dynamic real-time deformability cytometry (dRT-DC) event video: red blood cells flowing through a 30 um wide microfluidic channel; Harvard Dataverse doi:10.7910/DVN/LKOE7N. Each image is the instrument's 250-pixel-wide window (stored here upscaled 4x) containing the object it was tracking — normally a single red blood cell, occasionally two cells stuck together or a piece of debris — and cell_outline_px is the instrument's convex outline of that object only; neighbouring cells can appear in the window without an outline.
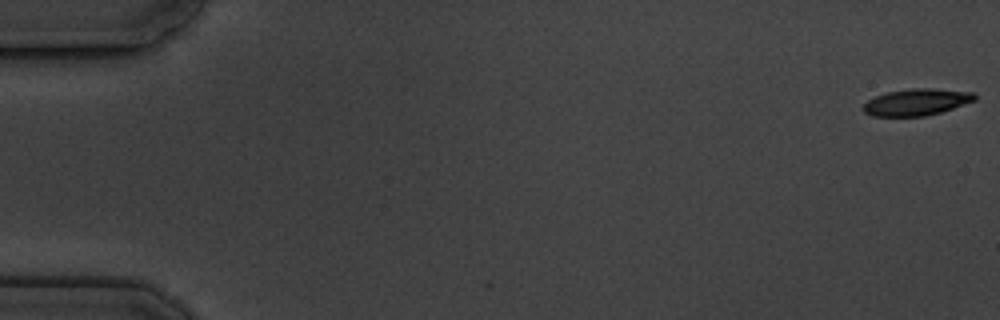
{"species": "common noctule bat (a hibernating species)", "species_latin": "Nyctalus noctula", "temperature_condition": "cold", "stored_images_in_passage": 6, "camera_frame_rate_fps": 3000, "um_per_image_px": 0.085, "animal": {"sex": "male", "body_mass_g": 19.5, "forearm_length_mm": 54.6}, "frame": {"image": 1, "passage_image": 1, "time_ms": 0.0, "image_size_px": [1000, 320], "cell_outline_px": [[976, 100], [940, 112], [924, 116], [872, 116], [864, 112], [860, 108], [868, 100], [876, 96], [888, 92], [912, 88], [932, 88], [976, 92]], "centroid_in_image_um": [77.91, 8.67], "position_along_channel_um": 7.1, "area_um2": 17.34}}
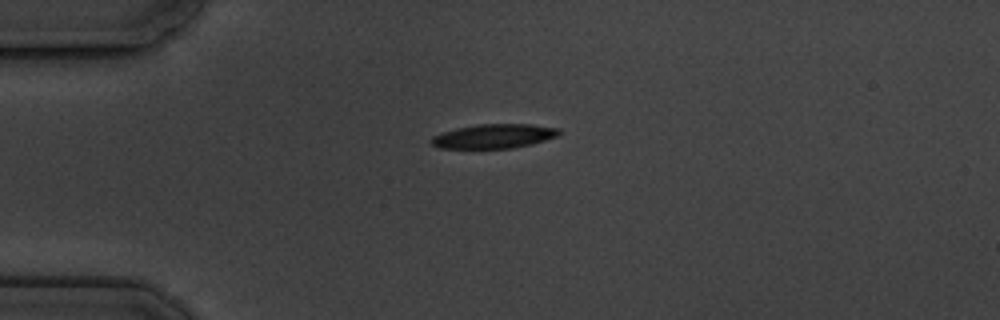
{"frame": {"image": 2, "passage_image": 5, "time_ms": 4.667, "image_size_px": [1000, 320], "cell_outline_px": [[564, 132], [556, 136], [532, 144], [512, 148], [440, 148], [432, 144], [428, 140], [432, 136], [440, 132], [456, 128], [480, 124], [532, 124], [560, 128]], "centroid_in_image_um": [41.98, 11.57], "position_along_channel_um": 43.0, "area_um2": 18.21}}